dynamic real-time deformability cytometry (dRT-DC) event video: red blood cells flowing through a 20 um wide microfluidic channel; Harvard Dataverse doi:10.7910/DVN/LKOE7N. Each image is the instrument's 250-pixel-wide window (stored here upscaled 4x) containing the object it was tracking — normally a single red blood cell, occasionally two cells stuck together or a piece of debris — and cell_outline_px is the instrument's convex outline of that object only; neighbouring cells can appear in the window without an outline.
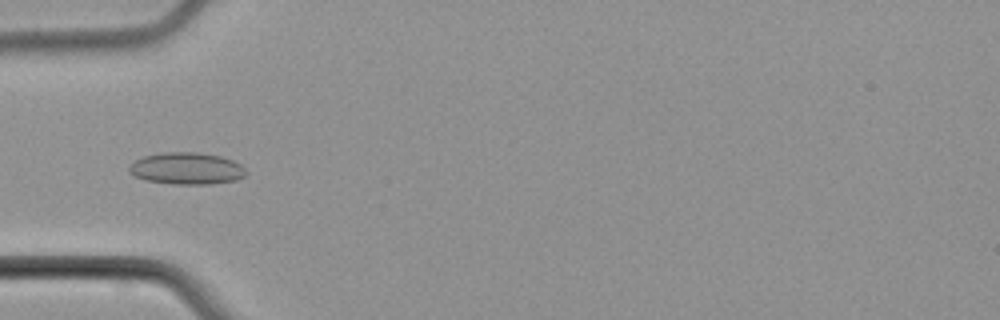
{"species": "common noctule bat (a hibernating species)", "species_latin": "Nyctalus noctula", "temperature_condition": "cold", "stored_images_in_passage": 34, "camera_frame_rate_fps": 3000, "um_per_image_px": 0.085, "animal": {"sex": "male", "body_mass_g": 21.5, "forearm_length_mm": 52.0}, "frame": {"image": 1, "passage_image": 1, "time_ms": 0.0, "image_size_px": [1000, 320], "cell_outline_px": [[248, 172], [244, 176], [236, 180], [208, 184], [172, 184], [144, 180], [128, 172], [128, 168], [136, 160], [144, 156], [160, 152], [196, 152], [220, 156], [232, 160], [240, 164]], "centroid_in_image_um": [15.86, 14.32], "position_along_channel_um": 69.1, "area_um2": 21.73}}
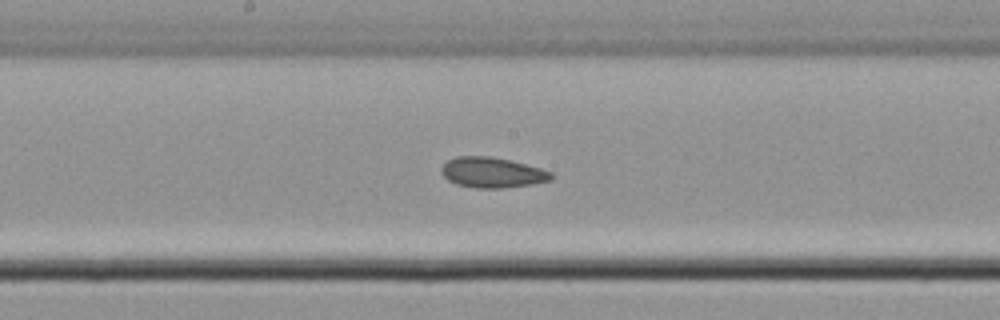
{"frame": {"image": 2, "passage_image": 11, "time_ms": 3.333, "image_size_px": [1000, 320], "cell_outline_px": [[552, 180], [532, 184], [504, 188], [476, 188], [456, 184], [448, 180], [440, 172], [440, 168], [448, 160], [456, 156], [492, 156], [540, 168], [552, 172]], "centroid_in_image_um": [41.81, 14.67], "position_along_channel_um": 206.4, "area_um2": 19.42}}
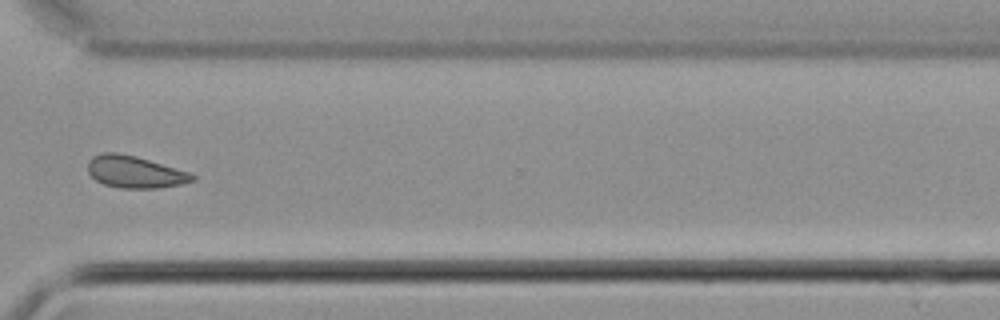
{"frame": {"image": 3, "passage_image": 22, "time_ms": 7.0, "image_size_px": [1000, 320], "cell_outline_px": [[196, 180], [180, 184], [160, 188], [120, 188], [104, 184], [96, 180], [88, 172], [88, 160], [92, 156], [100, 152], [116, 152], [136, 156], [188, 172], [196, 176]], "centroid_in_image_um": [11.43, 14.61], "position_along_channel_um": 359.2, "area_um2": 19.48}}